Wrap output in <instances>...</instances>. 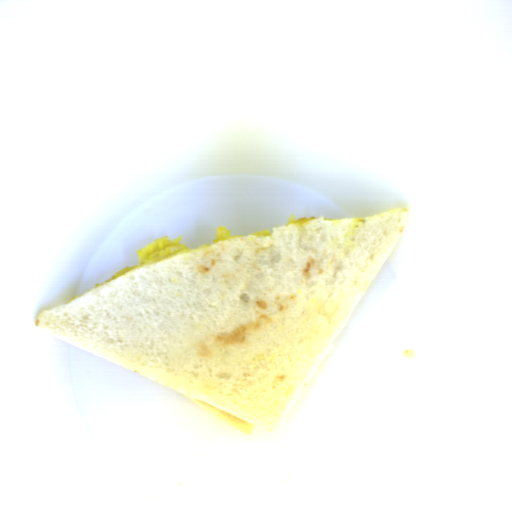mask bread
<instances>
[{
	"label": "bread",
	"instance_id": "bread-1",
	"mask_svg": "<svg viewBox=\"0 0 512 512\" xmlns=\"http://www.w3.org/2000/svg\"><path fill=\"white\" fill-rule=\"evenodd\" d=\"M408 217H314L203 244L42 310L36 327L254 436L322 357Z\"/></svg>",
	"mask_w": 512,
	"mask_h": 512
}]
</instances>
